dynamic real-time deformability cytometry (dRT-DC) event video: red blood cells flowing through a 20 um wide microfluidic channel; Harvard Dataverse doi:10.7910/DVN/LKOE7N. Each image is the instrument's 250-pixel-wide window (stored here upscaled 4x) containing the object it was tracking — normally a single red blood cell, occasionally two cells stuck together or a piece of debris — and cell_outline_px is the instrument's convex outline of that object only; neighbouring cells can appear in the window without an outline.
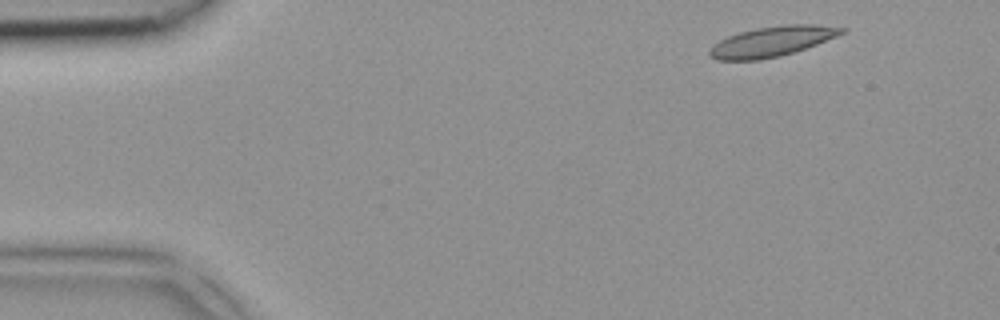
{"species": "common noctule bat (a hibernating species)", "species_latin": "Nyctalus noctula", "temperature_condition": "room temperature", "stored_images_in_passage": 3, "camera_frame_rate_fps": 3000, "um_per_image_px": 0.085, "animal": {"sex": "female", "body_mass_g": 18.4}, "frame": {"image": 1, "passage_image": 1, "time_ms": 0.0, "image_size_px": [1000, 320], "cell_outline_px": [[848, 28], [844, 32], [836, 36], [816, 44], [780, 56], [760, 60], [716, 60], [708, 52], [712, 44], [728, 36], [740, 32], [756, 28], [784, 24], [816, 24]], "centroid_in_image_um": [65.6, 3.51], "position_along_channel_um": 19.4, "area_um2": 23.06}}
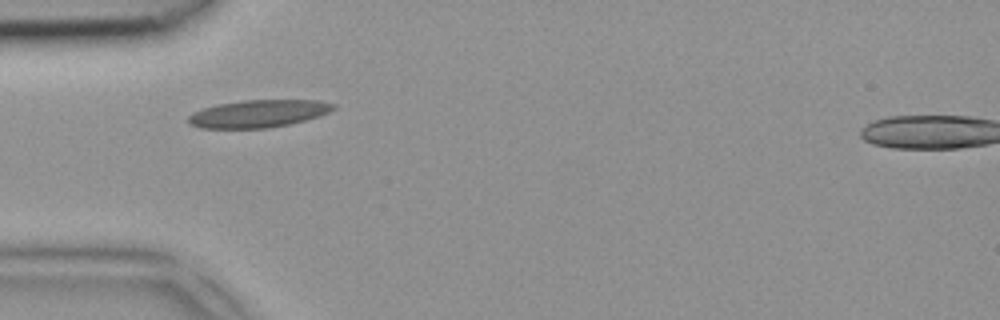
{"frame": {"image": 2, "passage_image": 3, "time_ms": 0.667, "image_size_px": [1000, 320], "cell_outline_px": [[336, 108], [320, 116], [288, 124], [268, 128], [204, 128], [192, 124], [188, 120], [188, 116], [192, 112], [216, 104], [244, 100], [320, 100], [336, 104]], "centroid_in_image_um": [21.99, 9.65], "position_along_channel_um": 63.0, "area_um2": 23.18}}